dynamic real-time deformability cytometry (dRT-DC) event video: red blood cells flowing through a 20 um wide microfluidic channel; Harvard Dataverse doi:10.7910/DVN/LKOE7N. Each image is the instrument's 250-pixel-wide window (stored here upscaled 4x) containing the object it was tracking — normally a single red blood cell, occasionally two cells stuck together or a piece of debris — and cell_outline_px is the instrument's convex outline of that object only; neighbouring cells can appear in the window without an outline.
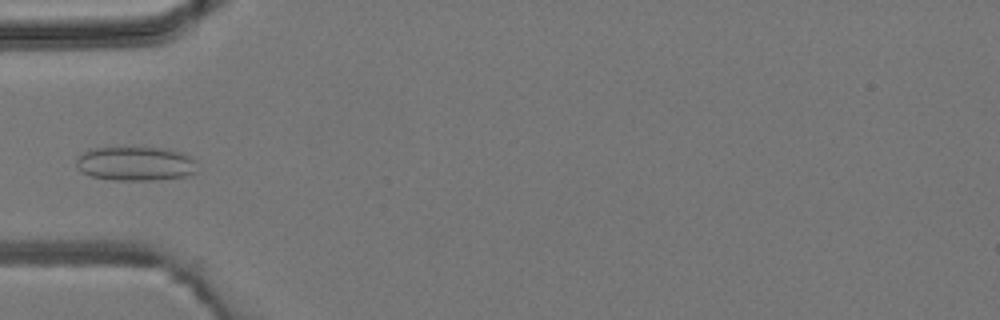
{"species": "common noctule bat (a hibernating species)", "species_latin": "Nyctalus noctula", "temperature_condition": "room temperature", "stored_images_in_passage": 7, "camera_frame_rate_fps": 3000, "um_per_image_px": 0.085, "animal": {"sex": "male", "body_mass_g": 19.2, "forearm_length_mm": 51.8}, "frame": {"image": 1, "passage_image": 5, "time_ms": 4.667, "image_size_px": [1000, 320], "cell_outline_px": [[196, 172], [184, 176], [152, 180], [112, 180], [92, 176], [80, 172], [76, 168], [76, 156], [92, 148], [164, 148], [184, 152], [196, 160]], "centroid_in_image_um": [11.5, 13.91], "position_along_channel_um": 73.5, "area_um2": 24.22}}
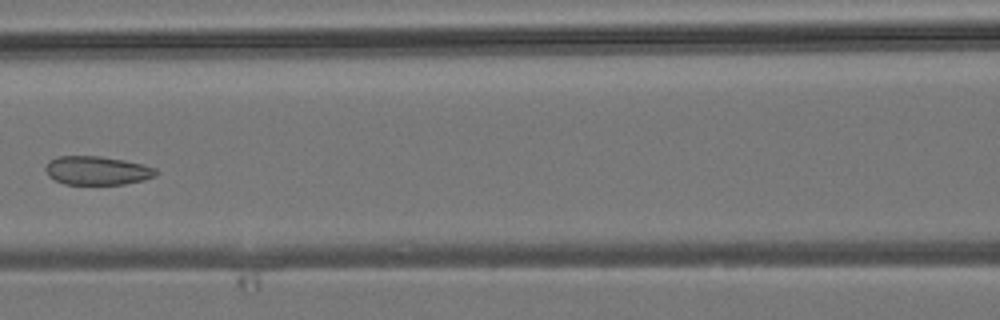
{"frame": {"image": 2, "passage_image": 7, "time_ms": 6.667, "image_size_px": [1000, 320], "cell_outline_px": [[160, 172], [156, 176], [144, 180], [124, 184], [64, 184], [48, 176], [44, 168], [48, 160], [60, 156], [100, 156], [124, 160], [156, 168]], "centroid_in_image_um": [8.25, 14.49], "position_along_channel_um": 158.3, "area_um2": 18.55}}